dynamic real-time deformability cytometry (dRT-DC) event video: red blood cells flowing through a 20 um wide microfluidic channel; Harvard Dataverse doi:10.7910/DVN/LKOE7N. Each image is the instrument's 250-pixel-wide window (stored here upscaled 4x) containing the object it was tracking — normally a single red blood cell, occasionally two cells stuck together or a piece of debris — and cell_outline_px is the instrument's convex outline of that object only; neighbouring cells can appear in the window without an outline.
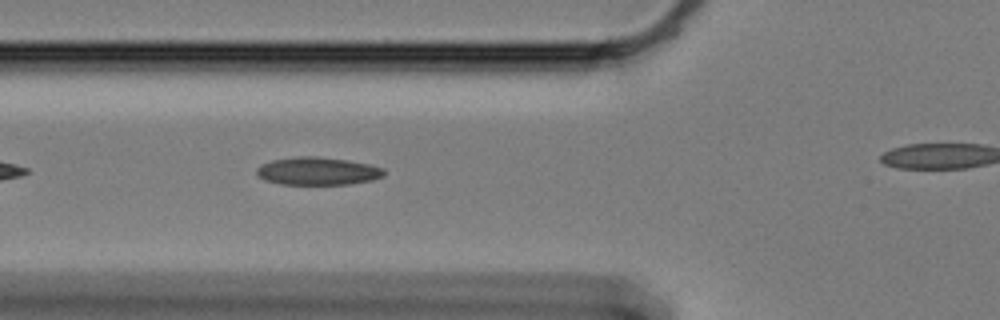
{"species": "Egyptian fruit bat (a non-hibernating species)", "species_latin": "Rousettus aegyptiacus", "temperature_condition": "cold", "stored_images_in_passage": 21, "camera_frame_rate_fps": 3000, "um_per_image_px": 0.085, "animal": {"sex": "female"}, "frame": {"image": 1, "passage_image": 10, "time_ms": 3.0, "image_size_px": [1000, 320], "cell_outline_px": [[384, 176], [372, 180], [348, 184], [280, 184], [264, 180], [256, 172], [256, 168], [272, 160], [300, 156], [316, 156], [348, 160], [368, 164], [384, 168]], "centroid_in_image_um": [27.02, 14.54], "position_along_channel_um": 98.8, "area_um2": 20.52}}
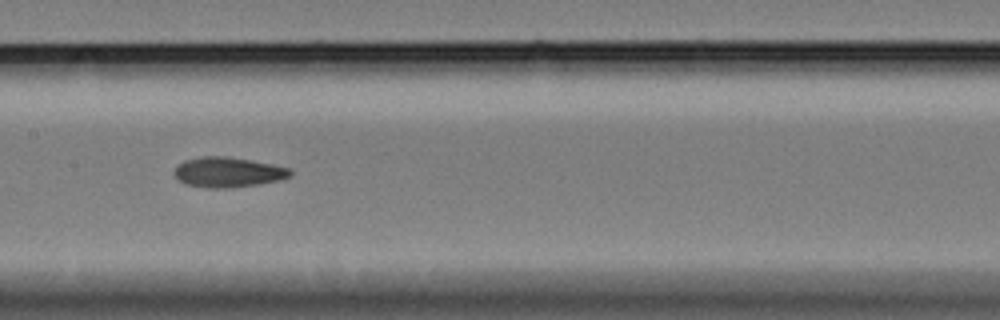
{"frame": {"image": 2, "passage_image": 18, "time_ms": 5.667, "image_size_px": [1000, 320], "cell_outline_px": [[292, 176], [280, 180], [256, 184], [228, 188], [208, 188], [184, 184], [176, 180], [176, 164], [184, 160], [204, 156], [228, 156], [288, 168], [292, 172]], "centroid_in_image_um": [19.33, 14.64], "position_along_channel_um": 188.1, "area_um2": 20.17}}